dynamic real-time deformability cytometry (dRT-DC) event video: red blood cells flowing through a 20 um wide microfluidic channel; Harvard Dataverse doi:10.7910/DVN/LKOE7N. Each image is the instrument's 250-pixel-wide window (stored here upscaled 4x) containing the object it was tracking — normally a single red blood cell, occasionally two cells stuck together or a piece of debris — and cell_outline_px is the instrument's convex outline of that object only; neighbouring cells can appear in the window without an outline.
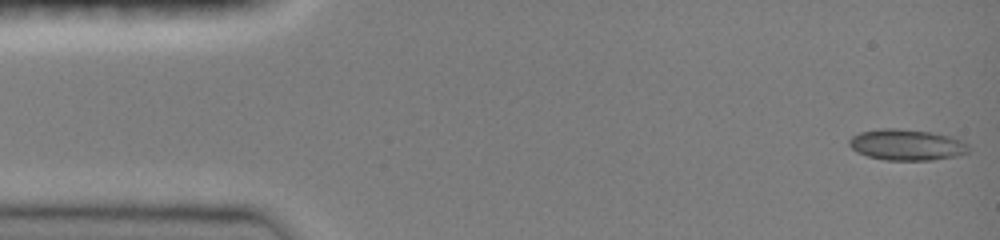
{"species": "common noctule bat (a hibernating species)", "species_latin": "Nyctalus noctula", "temperature_condition": "room temperature", "stored_images_in_passage": 46, "camera_frame_rate_fps": 3000, "um_per_image_px": 0.085, "animal": {"sex": "female", "body_mass_g": 19.0, "forearm_length_mm": 51.5}, "frame": {"image": 1, "passage_image": 1, "time_ms": 0.0, "image_size_px": [1000, 240], "cell_outline_px": [[968, 152], [956, 156], [932, 160], [884, 160], [868, 156], [856, 152], [848, 144], [848, 140], [852, 136], [860, 132], [880, 128], [896, 128], [932, 132], [952, 136], [968, 144]], "centroid_in_image_um": [77.05, 12.3], "position_along_channel_um": 8.0, "area_um2": 21.73}}
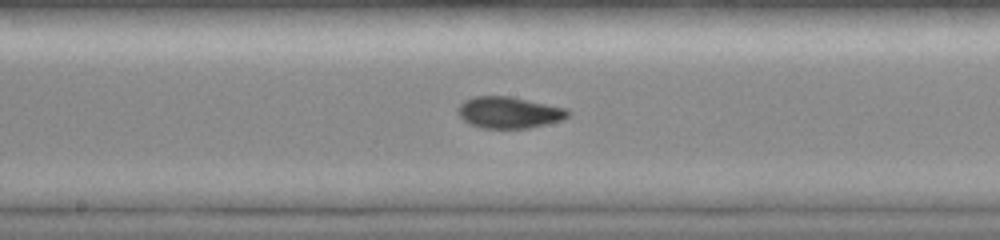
{"frame": {"image": 2, "passage_image": 24, "time_ms": 7.667, "image_size_px": [1000, 240], "cell_outline_px": [[572, 112], [568, 116], [560, 120], [528, 128], [484, 128], [468, 124], [460, 116], [456, 108], [464, 100], [472, 96], [512, 96], [568, 108]], "centroid_in_image_um": [43.26, 9.54], "position_along_channel_um": 204.9, "area_um2": 20.35}}
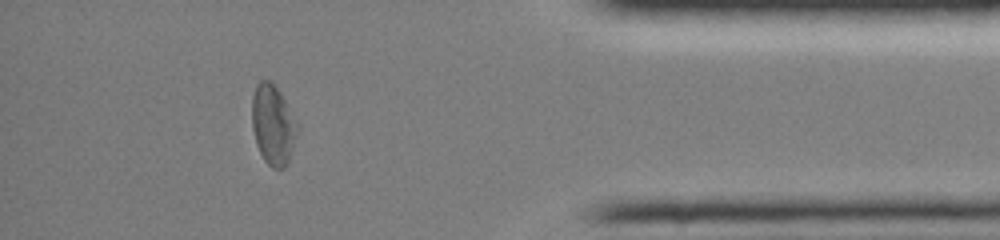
{"frame": {"image": 3, "passage_image": 41, "time_ms": 13.333, "image_size_px": [1000, 240], "cell_outline_px": [[300, 128], [288, 164], [284, 168], [272, 168], [264, 160], [256, 144], [252, 128], [252, 96], [256, 84], [260, 80], [272, 80], [280, 92], [300, 124]], "centroid_in_image_um": [23.24, 10.6], "position_along_channel_um": 412.0, "area_um2": 21.73}, "authors_computed_cell_mechanics": {"area_um2": 19.9699, "velocity_mm_per_s": 4.0908, "shape_relaxation_time_tau1_ms": 10.0864, "shape_relaxation_time_tau2_ms": 1.4987, "deformation_change_tau1": 0.2398, "deformation_change_tau2": 0.0527}}